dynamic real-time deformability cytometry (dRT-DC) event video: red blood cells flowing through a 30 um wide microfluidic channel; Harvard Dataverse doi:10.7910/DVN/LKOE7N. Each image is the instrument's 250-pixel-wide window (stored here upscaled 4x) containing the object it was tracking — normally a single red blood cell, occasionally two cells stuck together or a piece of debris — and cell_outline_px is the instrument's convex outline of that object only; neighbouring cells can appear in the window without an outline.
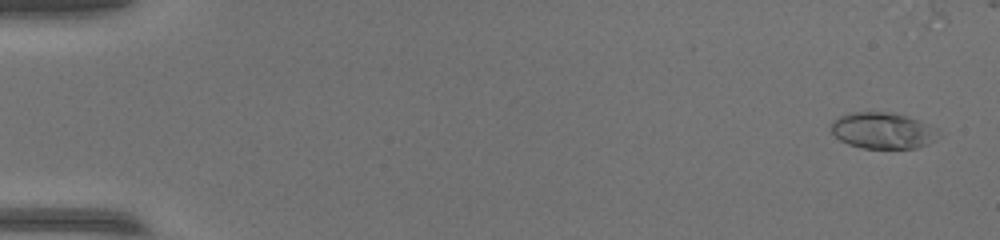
{"species": "common noctule bat (a hibernating species)", "species_latin": "Nyctalus noctula", "temperature_condition": "warm", "stored_images_in_passage": 54, "camera_frame_rate_fps": 3000, "um_per_image_px": 0.085, "animal": {"sex": "female", "body_mass_g": 17.0, "forearm_length_mm": 48.0}, "frame": {"image": 1, "passage_image": 2, "time_ms": 0.333, "image_size_px": [1000, 240], "cell_outline_px": [[936, 140], [928, 144], [916, 148], [864, 148], [848, 144], [840, 140], [832, 132], [832, 120], [848, 112], [884, 112], [904, 116], [928, 124], [936, 128]], "centroid_in_image_um": [75.0, 11.11], "position_along_channel_um": 10.0, "area_um2": 22.31}}
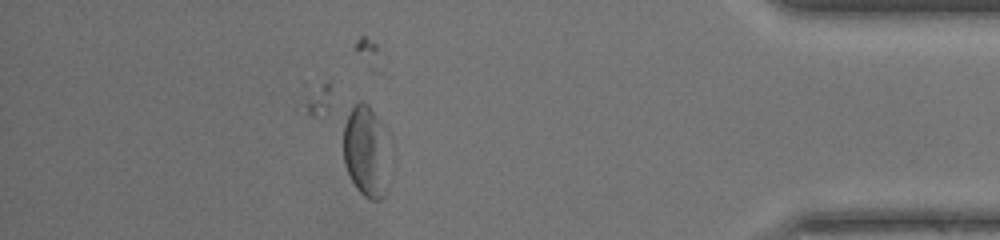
{"frame": {"image": 2, "passage_image": 47, "time_ms": 15.333, "image_size_px": [1000, 240], "cell_outline_px": [[384, 196], [380, 200], [368, 200], [356, 188], [344, 164], [344, 116], [360, 100], [364, 100], [368, 104], [376, 116], [384, 192]], "centroid_in_image_um": [30.89, 12.84], "position_along_channel_um": 404.3, "area_um2": 21.56}}